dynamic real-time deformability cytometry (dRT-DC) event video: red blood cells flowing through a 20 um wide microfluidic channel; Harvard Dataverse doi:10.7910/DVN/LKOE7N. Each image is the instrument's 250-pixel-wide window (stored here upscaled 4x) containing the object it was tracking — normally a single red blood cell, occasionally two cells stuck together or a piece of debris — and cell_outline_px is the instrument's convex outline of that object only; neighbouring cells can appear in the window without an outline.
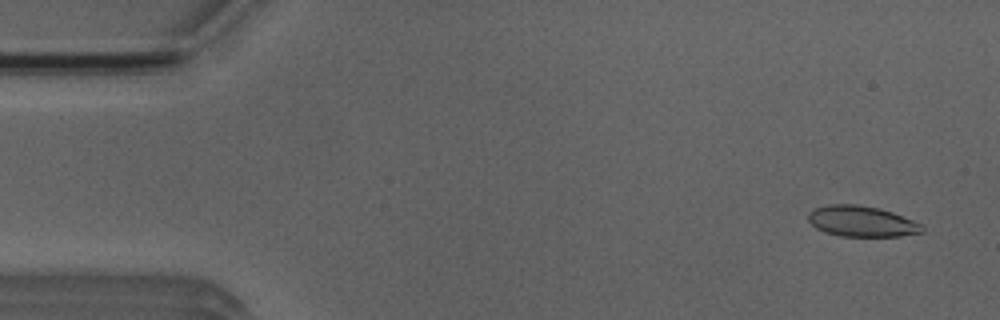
{"species": "Egyptian fruit bat (a non-hibernating species)", "species_latin": "Rousettus aegyptiacus", "temperature_condition": "room temperature", "stored_images_in_passage": 52, "camera_frame_rate_fps": 3000, "um_per_image_px": 0.085, "animal": {"sex": "male"}, "frame": {"image": 1, "passage_image": 3, "time_ms": 0.667, "image_size_px": [1000, 320], "cell_outline_px": [[924, 232], [900, 236], [840, 236], [824, 232], [816, 228], [808, 220], [808, 212], [816, 208], [828, 204], [856, 204], [880, 208], [892, 212], [924, 224]], "centroid_in_image_um": [73.26, 18.81], "position_along_channel_um": 11.7, "area_um2": 20.58}}
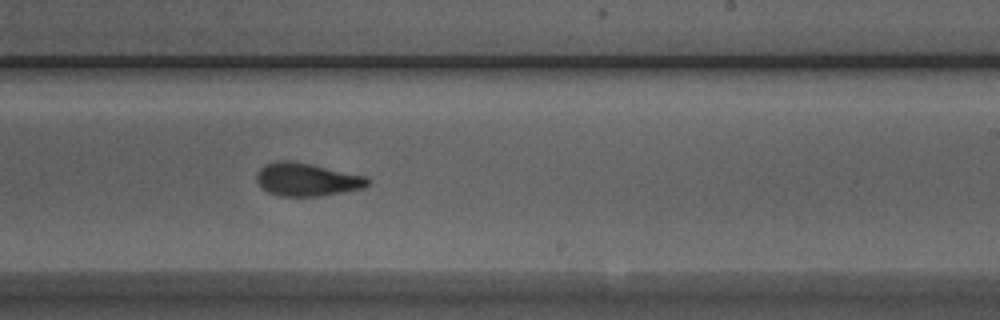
{"frame": {"image": 2, "passage_image": 31, "time_ms": 10.0, "image_size_px": [1000, 320], "cell_outline_px": [[372, 180], [364, 188], [320, 196], [280, 196], [268, 192], [256, 180], [256, 172], [264, 164], [276, 160], [288, 160], [312, 164], [368, 176]], "centroid_in_image_um": [26.1, 15.24], "position_along_channel_um": 262.9, "area_um2": 21.62}}
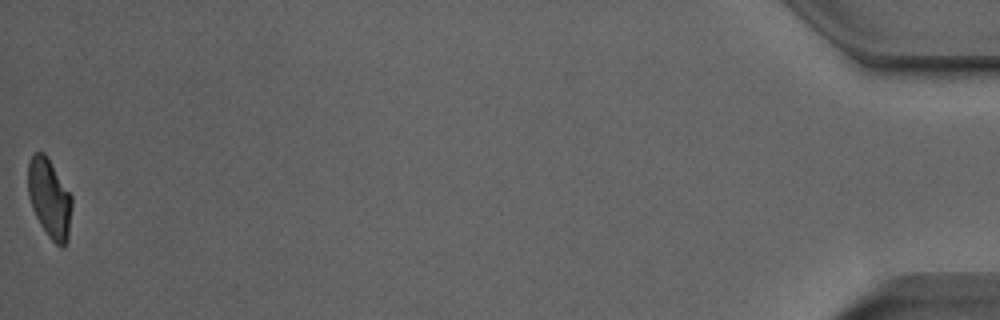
{"frame": {"image": 3, "passage_image": 52, "time_ms": 17.0, "image_size_px": [1000, 320], "cell_outline_px": [[72, 204], [68, 240], [64, 248], [60, 248], [48, 236], [40, 224], [32, 208], [28, 196], [28, 164], [32, 156], [36, 152], [44, 152], [72, 196]], "centroid_in_image_um": [4.21, 16.9], "position_along_channel_um": 431.0, "area_um2": 20.17}, "authors_computed_cell_mechanics": {"area_um2": 21.2704, "velocity_mm_per_s": 3.9231, "shape_relaxation_time_tau1_ms": 5.7804, "shape_relaxation_time_tau2_ms": 1.5272, "deformation_change_tau1": 0.1638, "deformation_change_tau2": 0.0719}}